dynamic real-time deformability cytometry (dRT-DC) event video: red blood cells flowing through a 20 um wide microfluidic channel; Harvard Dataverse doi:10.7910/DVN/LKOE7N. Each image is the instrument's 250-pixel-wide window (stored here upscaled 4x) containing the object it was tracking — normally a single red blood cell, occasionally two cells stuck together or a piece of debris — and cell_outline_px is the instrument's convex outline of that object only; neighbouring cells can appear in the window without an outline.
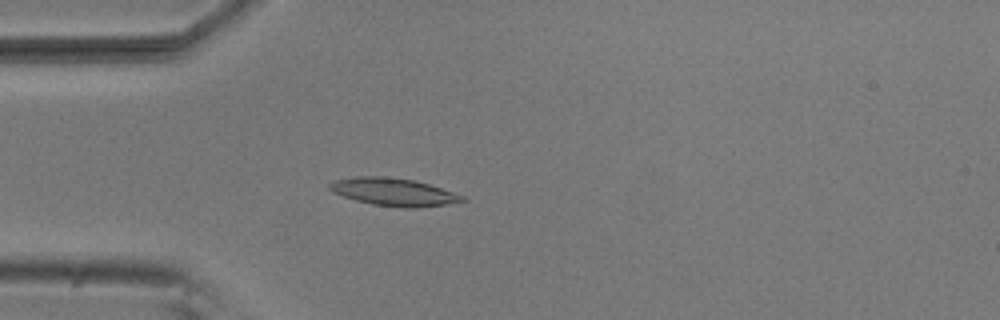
{"species": "common noctule bat (a hibernating species)", "species_latin": "Nyctalus noctula", "temperature_condition": "room temperature", "stored_images_in_passage": 53, "camera_frame_rate_fps": 3000, "um_per_image_px": 0.085, "animal": {"sex": "male", "body_mass_g": 20.5, "forearm_length_mm": 52.5}, "frame": {"image": 1, "passage_image": 15, "time_ms": 4.667, "image_size_px": [1000, 320], "cell_outline_px": [[468, 200], [444, 204], [416, 208], [404, 208], [372, 204], [356, 200], [332, 192], [328, 188], [328, 184], [332, 180], [356, 176], [384, 176], [416, 180], [464, 196]], "centroid_in_image_um": [33.41, 16.3], "position_along_channel_um": 51.6, "area_um2": 21.39}}
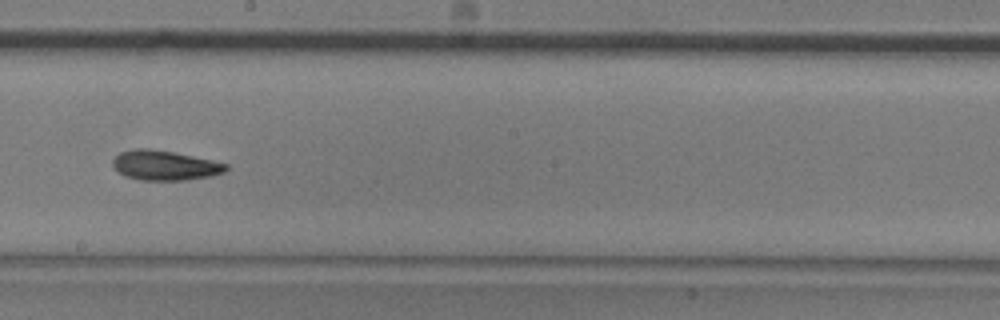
{"frame": {"image": 2, "passage_image": 30, "time_ms": 9.667, "image_size_px": [1000, 320], "cell_outline_px": [[228, 168], [224, 172], [212, 176], [184, 180], [140, 180], [124, 176], [112, 164], [112, 160], [120, 152], [136, 148], [148, 148], [172, 152], [212, 160], [228, 164]], "centroid_in_image_um": [14.01, 14.06], "position_along_channel_um": 234.2, "area_um2": 19.54}}
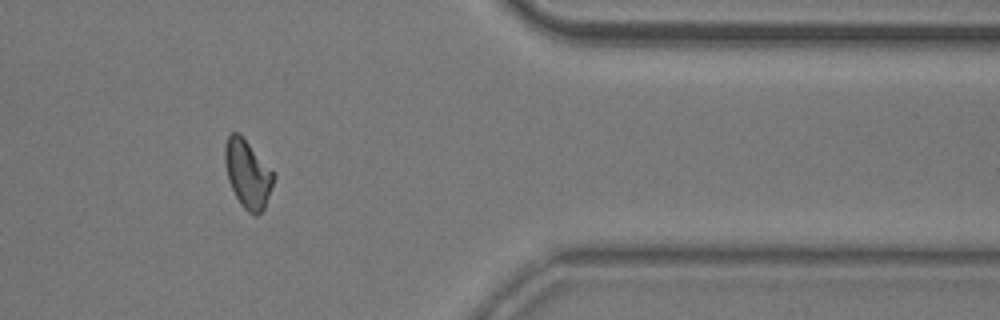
{"frame": {"image": 3, "passage_image": 44, "time_ms": 14.333, "image_size_px": [1000, 320], "cell_outline_px": [[276, 176], [264, 208], [256, 216], [248, 212], [240, 204], [228, 180], [224, 160], [224, 144], [228, 136], [232, 132], [236, 132], [276, 172]], "centroid_in_image_um": [21.06, 14.8], "position_along_channel_um": 390.3, "area_um2": 19.19}, "authors_computed_cell_mechanics": {"area_um2": 19.5364, "velocity_mm_per_s": 3.8177, "shape_relaxation_time_tau1_ms": 10.5112, "shape_relaxation_time_tau2_ms": 6.1278, "deformation_change_tau1": 0.2204, "deformation_change_tau2": 0.1436}}